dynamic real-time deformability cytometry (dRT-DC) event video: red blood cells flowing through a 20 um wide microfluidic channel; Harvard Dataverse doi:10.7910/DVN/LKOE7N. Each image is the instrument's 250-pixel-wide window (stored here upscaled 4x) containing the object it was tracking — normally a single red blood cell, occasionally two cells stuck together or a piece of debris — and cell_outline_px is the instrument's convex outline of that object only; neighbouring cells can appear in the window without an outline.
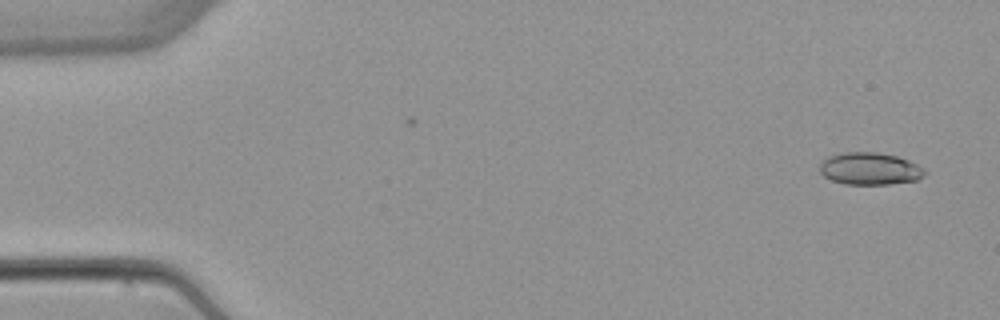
{"species": "common noctule bat (a hibernating species)", "species_latin": "Nyctalus noctula", "temperature_condition": "warm", "stored_images_in_passage": 4, "camera_frame_rate_fps": 3000, "um_per_image_px": 0.085, "animal": {"sex": "female", "body_mass_g": 22.7, "forearm_length_mm": 54.2}, "frame": {"image": 1, "passage_image": 1, "time_ms": 0.0, "image_size_px": [1000, 320], "cell_outline_px": [[924, 176], [916, 180], [888, 184], [844, 184], [832, 180], [824, 176], [820, 172], [820, 164], [828, 156], [844, 152], [876, 152], [896, 156], [908, 160], [924, 168]], "centroid_in_image_um": [73.92, 14.34], "position_along_channel_um": 11.1, "area_um2": 19.59}}
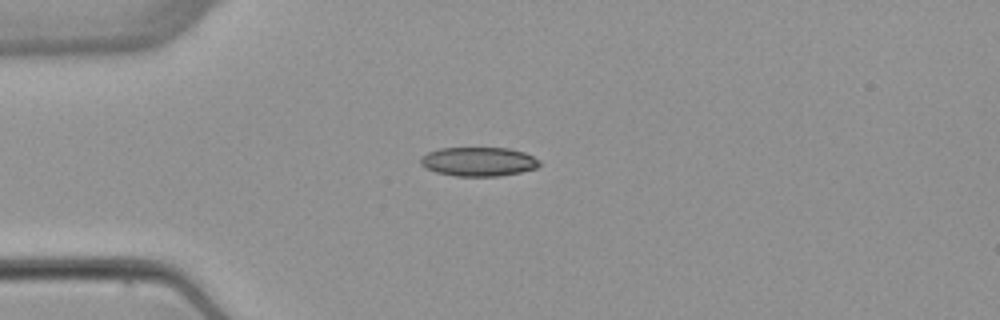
{"frame": {"image": 2, "passage_image": 4, "time_ms": 3.667, "image_size_px": [1000, 320], "cell_outline_px": [[540, 164], [536, 168], [520, 172], [500, 176], [456, 176], [436, 172], [420, 164], [420, 160], [428, 152], [440, 148], [508, 148], [524, 152], [540, 160]], "centroid_in_image_um": [40.7, 13.74], "position_along_channel_um": 44.3, "area_um2": 20.0}}